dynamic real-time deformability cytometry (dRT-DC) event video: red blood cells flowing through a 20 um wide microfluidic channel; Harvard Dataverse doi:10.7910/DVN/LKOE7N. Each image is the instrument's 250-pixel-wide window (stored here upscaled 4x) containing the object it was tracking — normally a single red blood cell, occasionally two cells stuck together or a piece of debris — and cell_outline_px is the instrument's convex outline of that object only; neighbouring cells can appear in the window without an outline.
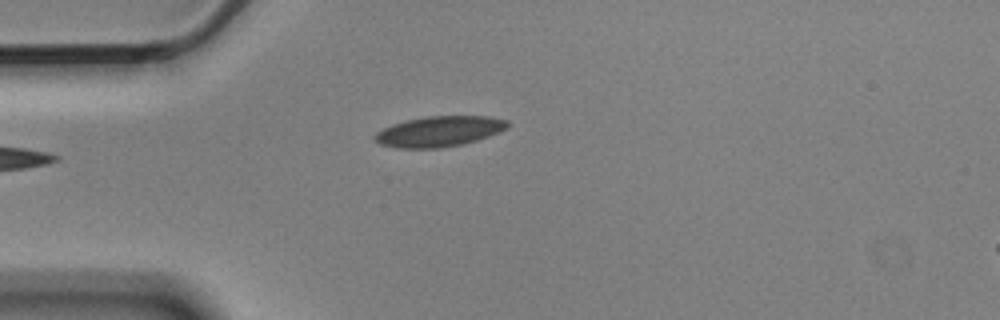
{"species": "Egyptian fruit bat (a non-hibernating species)", "species_latin": "Rousettus aegyptiacus", "temperature_condition": "cold", "stored_images_in_passage": 2, "camera_frame_rate_fps": 3000, "um_per_image_px": 0.085, "animal": {"sex": "male"}, "frame": {"image": 1, "passage_image": 2, "time_ms": 0.333, "image_size_px": [1000, 320], "cell_outline_px": [[508, 128], [500, 132], [464, 144], [440, 148], [396, 148], [380, 144], [372, 136], [376, 132], [392, 124], [408, 120], [428, 116], [488, 116], [508, 120]], "centroid_in_image_um": [37.34, 11.17], "position_along_channel_um": 47.7, "area_um2": 23.58}}